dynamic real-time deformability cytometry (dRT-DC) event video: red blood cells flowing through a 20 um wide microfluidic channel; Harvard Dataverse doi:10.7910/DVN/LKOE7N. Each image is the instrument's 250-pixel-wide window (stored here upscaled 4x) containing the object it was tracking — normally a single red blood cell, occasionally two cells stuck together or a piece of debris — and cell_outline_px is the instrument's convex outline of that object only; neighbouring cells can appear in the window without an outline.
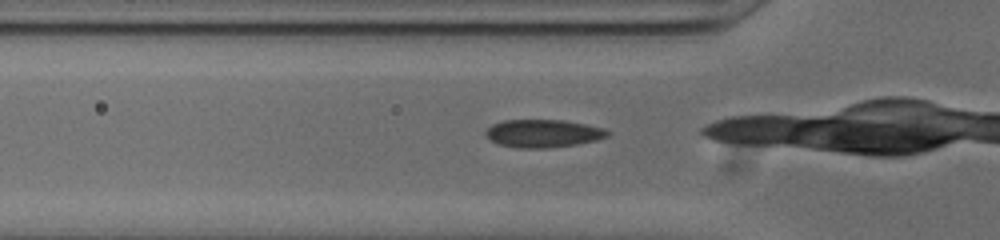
{"species": "common noctule bat (a hibernating species)", "species_latin": "Nyctalus noctula", "temperature_condition": "cold", "stored_images_in_passage": 23, "camera_frame_rate_fps": 3000, "um_per_image_px": 0.085, "animal": {"sex": "male", "body_mass_g": 20.0, "forearm_length_mm": 53.3}, "frame": {"image": 1, "passage_image": 8, "time_ms": 2.333, "image_size_px": [1000, 240], "cell_outline_px": [[608, 136], [596, 140], [576, 144], [544, 148], [520, 148], [496, 144], [484, 136], [484, 132], [492, 124], [504, 120], [564, 120], [604, 128], [608, 132]], "centroid_in_image_um": [46.1, 11.34], "position_along_channel_um": 79.7, "area_um2": 19.77}}
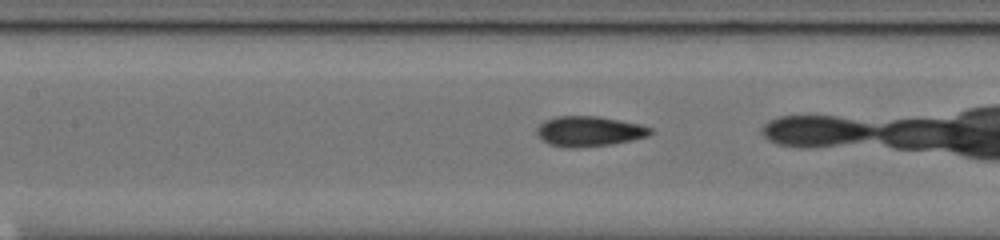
{"frame": {"image": 2, "passage_image": 14, "time_ms": 4.333, "image_size_px": [1000, 240], "cell_outline_px": [[656, 132], [648, 136], [632, 140], [608, 144], [552, 144], [544, 140], [536, 132], [536, 128], [544, 120], [556, 116], [600, 116], [644, 124], [652, 128]], "centroid_in_image_um": [50.2, 11.08], "position_along_channel_um": 157.2, "area_um2": 19.19}}
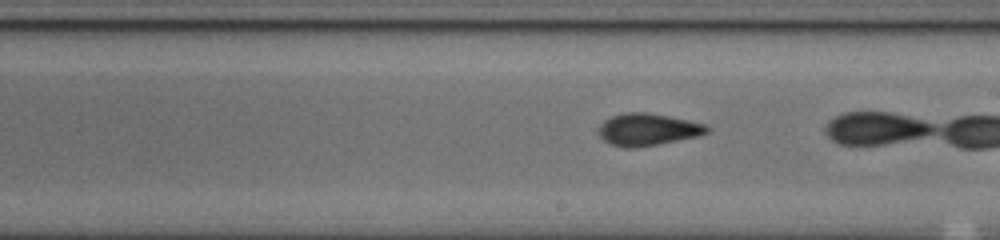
{"frame": {"image": 3, "passage_image": 20, "time_ms": 6.333, "image_size_px": [1000, 240], "cell_outline_px": [[708, 132], [696, 136], [656, 144], [628, 148], [612, 144], [604, 140], [600, 136], [600, 124], [604, 120], [612, 116], [624, 112], [648, 112], [688, 120], [704, 124], [708, 128]], "centroid_in_image_um": [55.03, 10.98], "position_along_channel_um": 234.0, "area_um2": 19.77}}